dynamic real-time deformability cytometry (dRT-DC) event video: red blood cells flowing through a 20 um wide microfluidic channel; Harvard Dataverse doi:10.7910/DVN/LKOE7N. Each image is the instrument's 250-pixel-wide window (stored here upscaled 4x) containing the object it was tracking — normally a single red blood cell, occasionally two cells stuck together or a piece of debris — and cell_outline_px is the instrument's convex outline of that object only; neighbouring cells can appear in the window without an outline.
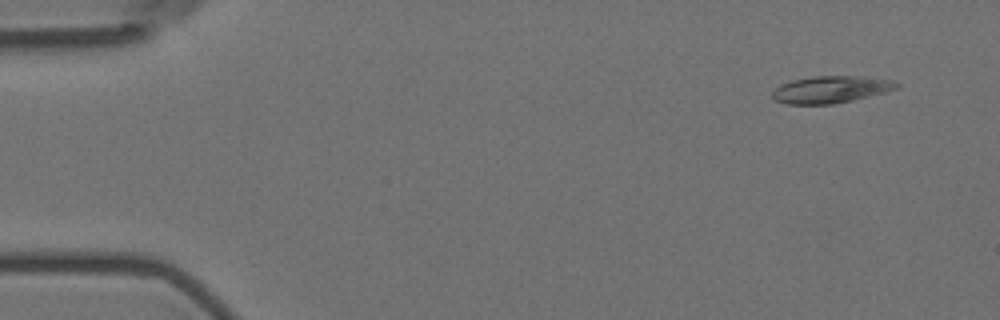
{"species": "Egyptian fruit bat (a non-hibernating species)", "species_latin": "Rousettus aegyptiacus", "temperature_condition": "room temperature", "stored_images_in_passage": 9, "camera_frame_rate_fps": 3000, "um_per_image_px": 0.085, "animal": {"sex": "female"}, "frame": {"image": 1, "passage_image": 2, "time_ms": 1.0, "image_size_px": [1000, 320], "cell_outline_px": [[900, 88], [852, 100], [832, 104], [788, 104], [776, 100], [772, 96], [772, 92], [780, 84], [792, 80], [812, 76], [864, 76], [892, 80], [900, 84]], "centroid_in_image_um": [70.63, 7.59], "position_along_channel_um": 14.4, "area_um2": 19.54}}
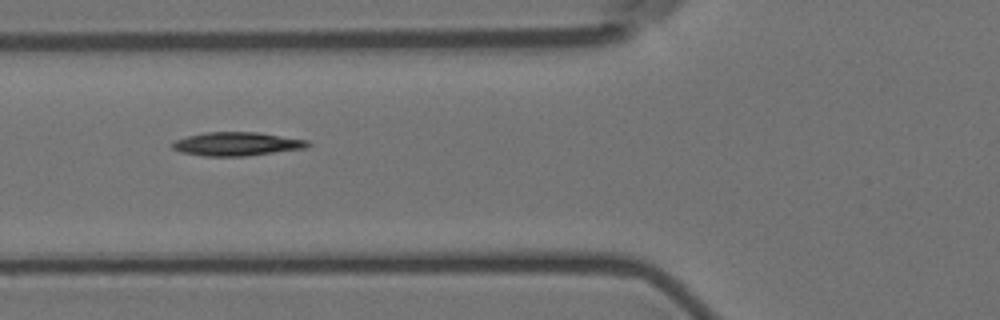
{"frame": {"image": 2, "passage_image": 7, "time_ms": 6.667, "image_size_px": [1000, 320], "cell_outline_px": [[312, 144], [304, 148], [248, 156], [204, 156], [180, 152], [172, 148], [172, 144], [176, 140], [188, 136], [208, 132], [256, 132], [308, 140]], "centroid_in_image_um": [20.14, 12.24], "position_along_channel_um": 105.7, "area_um2": 18.5}}
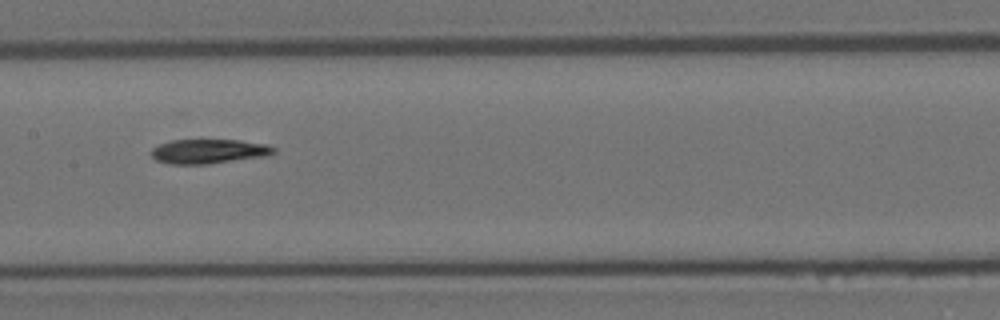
{"frame": {"image": 3, "passage_image": 9, "time_ms": 9.0, "image_size_px": [1000, 320], "cell_outline_px": [[276, 152], [264, 156], [208, 164], [168, 164], [156, 160], [152, 156], [152, 148], [160, 144], [172, 140], [200, 136], [240, 140], [264, 144], [276, 148]], "centroid_in_image_um": [17.7, 12.81], "position_along_channel_um": 189.7, "area_um2": 18.26}}